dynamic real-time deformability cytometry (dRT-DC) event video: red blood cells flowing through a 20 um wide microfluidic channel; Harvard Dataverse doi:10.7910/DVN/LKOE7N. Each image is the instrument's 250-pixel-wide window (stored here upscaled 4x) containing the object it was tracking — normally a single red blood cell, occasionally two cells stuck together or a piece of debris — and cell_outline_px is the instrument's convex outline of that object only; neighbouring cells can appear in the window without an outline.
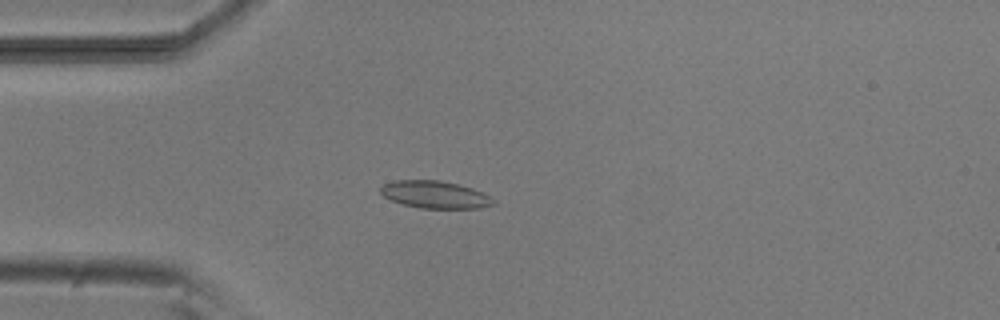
{"species": "common noctule bat (a hibernating species)", "species_latin": "Nyctalus noctula", "temperature_condition": "room temperature", "stored_images_in_passage": 5, "camera_frame_rate_fps": 3000, "um_per_image_px": 0.085, "animal": {"sex": "male", "body_mass_g": 20.5, "forearm_length_mm": 52.5}, "frame": {"image": 1, "passage_image": 4, "time_ms": 3.333, "image_size_px": [1000, 320], "cell_outline_px": [[496, 204], [480, 208], [420, 208], [404, 204], [392, 200], [384, 196], [380, 192], [380, 188], [384, 184], [396, 180], [440, 180], [460, 184], [484, 192], [496, 200]], "centroid_in_image_um": [37.04, 16.54], "position_along_channel_um": 48.0, "area_um2": 18.09}}